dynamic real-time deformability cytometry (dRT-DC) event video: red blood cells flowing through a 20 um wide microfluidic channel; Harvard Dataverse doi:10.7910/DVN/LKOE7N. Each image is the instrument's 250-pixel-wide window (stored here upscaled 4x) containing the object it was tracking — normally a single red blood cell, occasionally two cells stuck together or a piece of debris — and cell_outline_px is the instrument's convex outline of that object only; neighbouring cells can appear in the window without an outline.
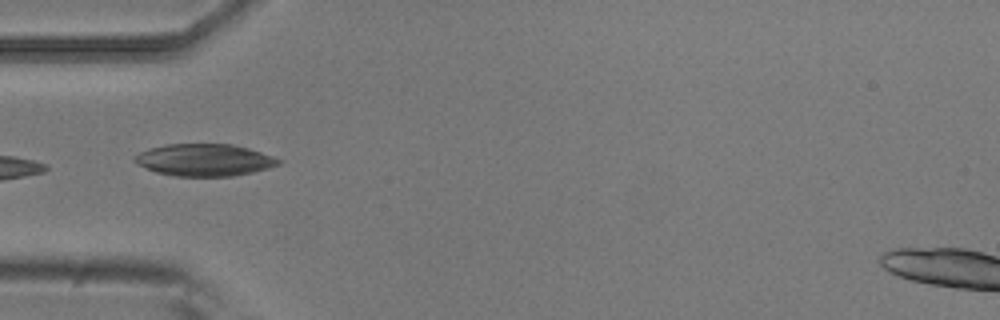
{"species": "common noctule bat (a hibernating species)", "species_latin": "Nyctalus noctula", "temperature_condition": "room temperature", "stored_images_in_passage": 8, "camera_frame_rate_fps": 3000, "um_per_image_px": 0.085, "animal": {"sex": "male", "body_mass_g": 20.5, "forearm_length_mm": 52.5}, "frame": {"image": 1, "passage_image": 6, "time_ms": 1.667, "image_size_px": [1000, 320], "cell_outline_px": [[284, 160], [280, 164], [268, 168], [252, 172], [232, 176], [172, 176], [156, 172], [132, 160], [132, 156], [140, 152], [164, 144], [232, 144], [248, 148]], "centroid_in_image_um": [17.38, 13.59], "position_along_channel_um": 67.6, "area_um2": 26.82}}
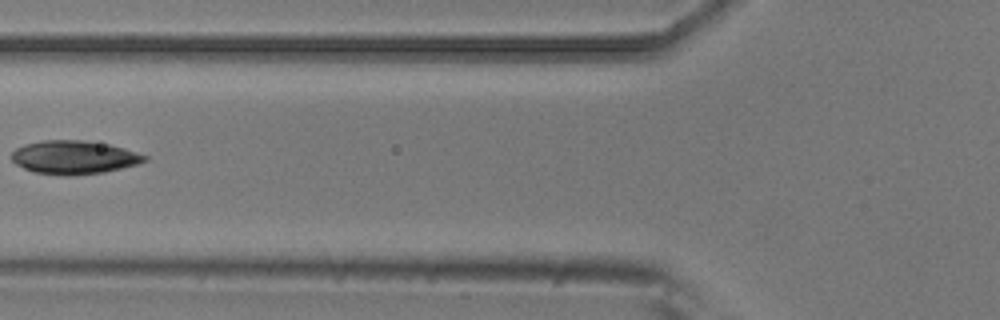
{"frame": {"image": 2, "passage_image": 7, "time_ms": 2.0, "image_size_px": [1000, 320], "cell_outline_px": [[148, 160], [136, 164], [104, 172], [76, 176], [64, 176], [36, 172], [24, 168], [16, 164], [12, 160], [12, 152], [16, 148], [24, 144], [44, 140], [84, 140], [108, 144], [124, 148], [148, 156]], "centroid_in_image_um": [6.29, 13.37], "position_along_channel_um": 119.5, "area_um2": 25.95}}
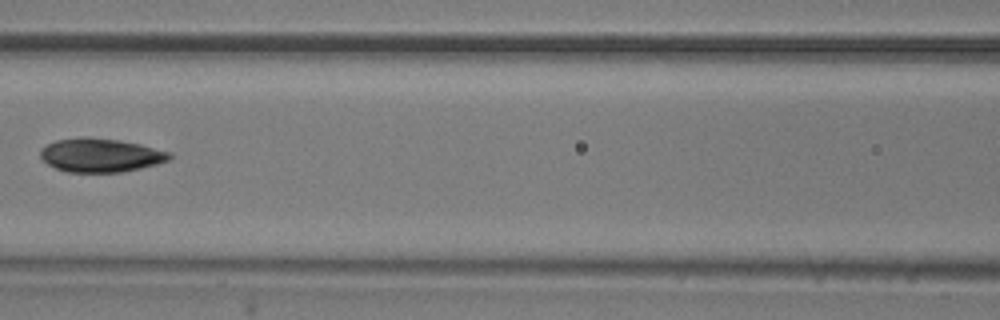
{"frame": {"image": 3, "passage_image": 8, "time_ms": 2.333, "image_size_px": [1000, 320], "cell_outline_px": [[172, 156], [168, 160], [156, 164], [124, 172], [68, 172], [56, 168], [48, 164], [40, 156], [40, 148], [56, 140], [84, 136], [88, 136], [120, 140], [140, 144], [172, 152]], "centroid_in_image_um": [8.55, 13.18], "position_along_channel_um": 158.0, "area_um2": 25.49}}